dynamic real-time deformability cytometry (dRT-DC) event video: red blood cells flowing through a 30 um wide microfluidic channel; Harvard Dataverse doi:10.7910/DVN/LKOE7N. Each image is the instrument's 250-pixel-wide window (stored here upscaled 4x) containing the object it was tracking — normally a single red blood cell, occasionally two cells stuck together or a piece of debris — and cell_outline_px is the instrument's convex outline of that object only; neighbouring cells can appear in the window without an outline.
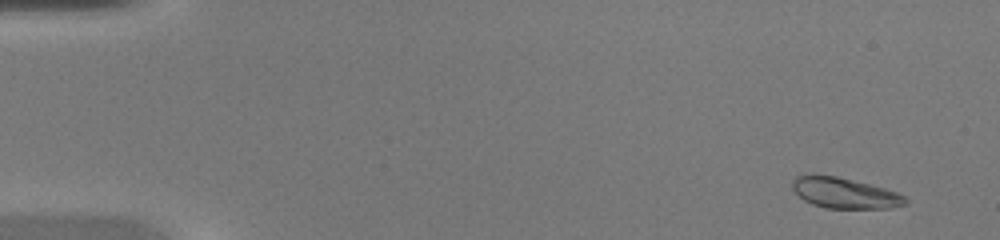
{"species": "common noctule bat (a hibernating species)", "species_latin": "Nyctalus noctula", "temperature_condition": "warm", "stored_images_in_passage": 45, "camera_frame_rate_fps": 3000, "um_per_image_px": 0.085, "animal": {"sex": "female", "body_mass_g": 20.0, "forearm_length_mm": 54.0}, "frame": {"image": 1, "passage_image": 3, "time_ms": 0.667, "image_size_px": [1000, 240], "cell_outline_px": [[908, 204], [888, 208], [824, 208], [812, 204], [804, 200], [792, 188], [792, 180], [796, 176], [812, 172], [836, 176], [884, 188], [896, 192], [904, 196], [908, 200]], "centroid_in_image_um": [71.74, 16.38], "position_along_channel_um": 13.3, "area_um2": 20.35}}
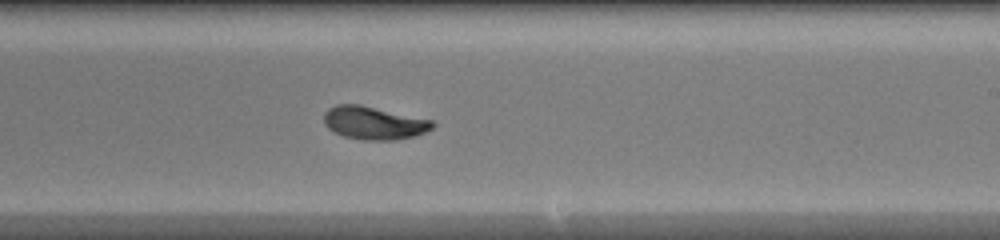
{"frame": {"image": 2, "passage_image": 28, "time_ms": 9.0, "image_size_px": [1000, 240], "cell_outline_px": [[436, 124], [432, 128], [416, 136], [396, 140], [364, 140], [344, 136], [328, 128], [324, 124], [324, 112], [328, 108], [336, 104], [360, 104], [432, 120]], "centroid_in_image_um": [31.77, 10.44], "position_along_channel_um": 257.2, "area_um2": 20.92}}
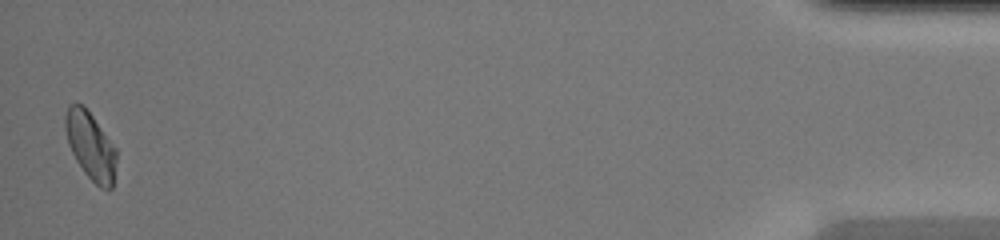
{"frame": {"image": 3, "passage_image": 45, "time_ms": 14.667, "image_size_px": [1000, 240], "cell_outline_px": [[116, 160], [112, 188], [108, 192], [100, 188], [84, 172], [76, 160], [68, 144], [64, 128], [64, 116], [68, 104], [84, 104], [116, 148]], "centroid_in_image_um": [7.68, 12.38], "position_along_channel_um": 427.5, "area_um2": 20.29}}